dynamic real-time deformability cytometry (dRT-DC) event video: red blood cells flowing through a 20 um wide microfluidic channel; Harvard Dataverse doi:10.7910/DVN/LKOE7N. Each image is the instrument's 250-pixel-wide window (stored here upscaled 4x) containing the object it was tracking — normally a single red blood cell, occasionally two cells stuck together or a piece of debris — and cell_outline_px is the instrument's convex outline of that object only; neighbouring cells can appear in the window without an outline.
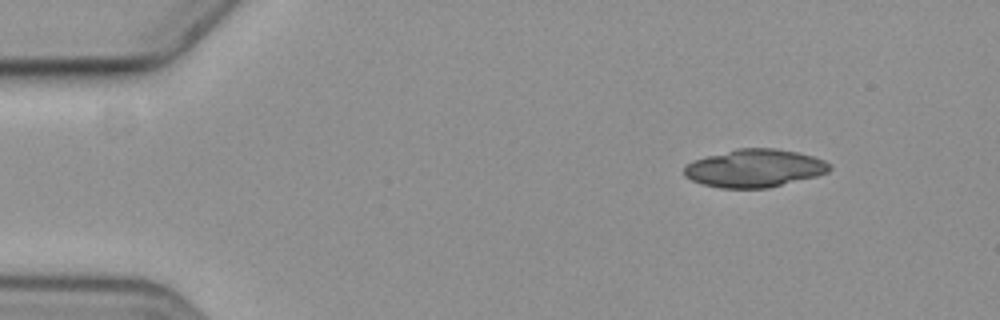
{"species": "common noctule bat (a hibernating species)", "species_latin": "Nyctalus noctula", "temperature_condition": "cold", "stored_images_in_passage": 4, "camera_frame_rate_fps": 3000, "um_per_image_px": 0.085, "animal": {"sex": "female", "body_mass_g": 19.3, "forearm_length_mm": 54.1}, "frame": {"image": 1, "passage_image": 1, "time_ms": 0.0, "image_size_px": [1000, 320], "cell_outline_px": [[832, 168], [828, 172], [816, 176], [768, 188], [720, 188], [704, 184], [692, 180], [684, 176], [684, 168], [688, 164], [696, 160], [708, 156], [736, 148], [776, 148], [800, 152], [824, 160], [832, 164]], "centroid_in_image_um": [64.18, 14.29], "position_along_channel_um": 20.8, "area_um2": 32.08}}